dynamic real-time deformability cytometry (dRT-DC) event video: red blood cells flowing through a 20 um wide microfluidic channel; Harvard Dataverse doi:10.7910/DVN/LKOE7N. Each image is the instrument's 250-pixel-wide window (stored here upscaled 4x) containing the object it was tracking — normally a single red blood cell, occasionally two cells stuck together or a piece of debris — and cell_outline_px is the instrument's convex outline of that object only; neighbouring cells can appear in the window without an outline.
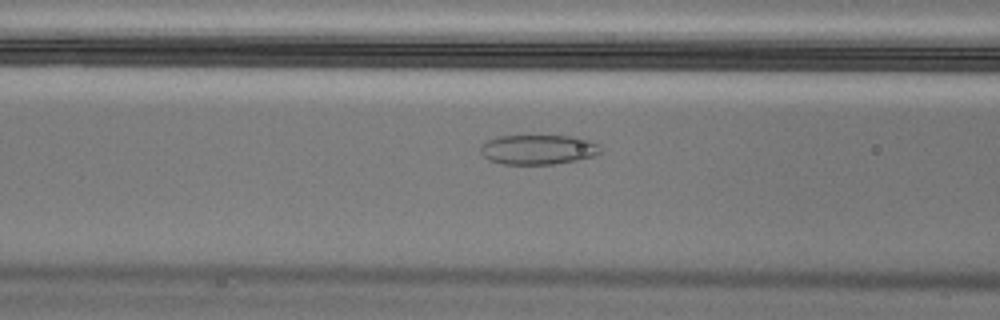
{"species": "Egyptian fruit bat (a non-hibernating species)", "species_latin": "Rousettus aegyptiacus", "temperature_condition": "cold", "stored_images_in_passage": 15, "camera_frame_rate_fps": 3000, "um_per_image_px": 0.085, "animal": {"sex": "male"}, "frame": {"image": 1, "passage_image": 13, "time_ms": 4.0, "image_size_px": [1000, 320], "cell_outline_px": [[604, 152], [596, 156], [556, 164], [500, 164], [488, 160], [480, 152], [480, 148], [488, 140], [500, 136], [576, 136], [600, 144]], "centroid_in_image_um": [45.81, 12.72], "position_along_channel_um": 120.8, "area_um2": 21.04}}